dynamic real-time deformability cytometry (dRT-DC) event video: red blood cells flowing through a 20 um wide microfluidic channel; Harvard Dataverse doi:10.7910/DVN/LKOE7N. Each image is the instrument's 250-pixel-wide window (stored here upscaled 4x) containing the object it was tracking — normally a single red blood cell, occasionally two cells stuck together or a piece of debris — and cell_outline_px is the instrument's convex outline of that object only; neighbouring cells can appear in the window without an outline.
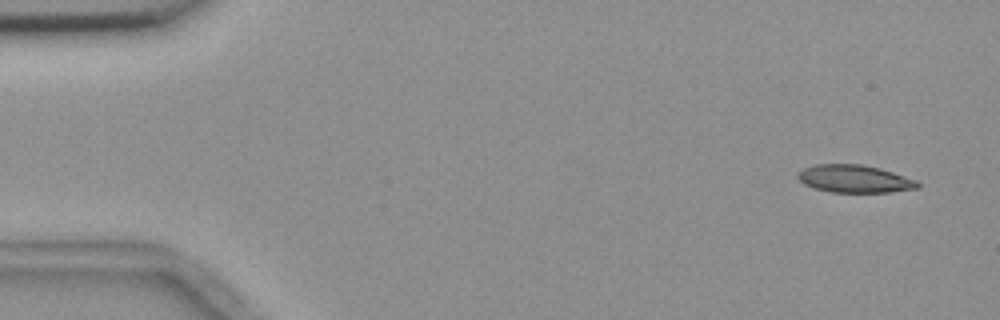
{"species": "common noctule bat (a hibernating species)", "species_latin": "Nyctalus noctula", "temperature_condition": "room temperature", "stored_images_in_passage": 6, "camera_frame_rate_fps": 3000, "um_per_image_px": 0.085, "animal": {"sex": "female", "body_mass_g": 18.4}, "frame": {"image": 1, "passage_image": 1, "time_ms": 0.0, "image_size_px": [1000, 320], "cell_outline_px": [[920, 188], [888, 192], [832, 192], [816, 188], [804, 184], [796, 176], [796, 172], [804, 168], [816, 164], [864, 164], [880, 168], [916, 180], [920, 184]], "centroid_in_image_um": [72.63, 15.19], "position_along_channel_um": 12.4, "area_um2": 19.31}}
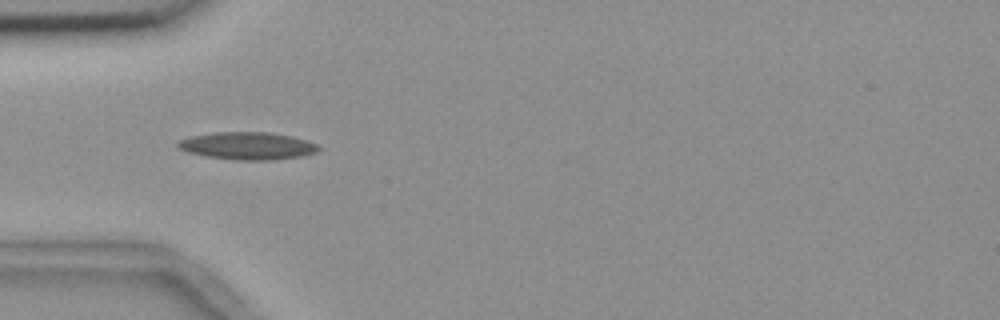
{"frame": {"image": 2, "passage_image": 5, "time_ms": 4.667, "image_size_px": [1000, 320], "cell_outline_px": [[320, 148], [316, 152], [300, 156], [272, 160], [236, 160], [208, 156], [188, 152], [180, 148], [176, 144], [180, 140], [192, 136], [216, 132], [272, 132], [292, 136], [316, 144]], "centroid_in_image_um": [21.05, 12.39], "position_along_channel_um": 63.9, "area_um2": 22.25}}